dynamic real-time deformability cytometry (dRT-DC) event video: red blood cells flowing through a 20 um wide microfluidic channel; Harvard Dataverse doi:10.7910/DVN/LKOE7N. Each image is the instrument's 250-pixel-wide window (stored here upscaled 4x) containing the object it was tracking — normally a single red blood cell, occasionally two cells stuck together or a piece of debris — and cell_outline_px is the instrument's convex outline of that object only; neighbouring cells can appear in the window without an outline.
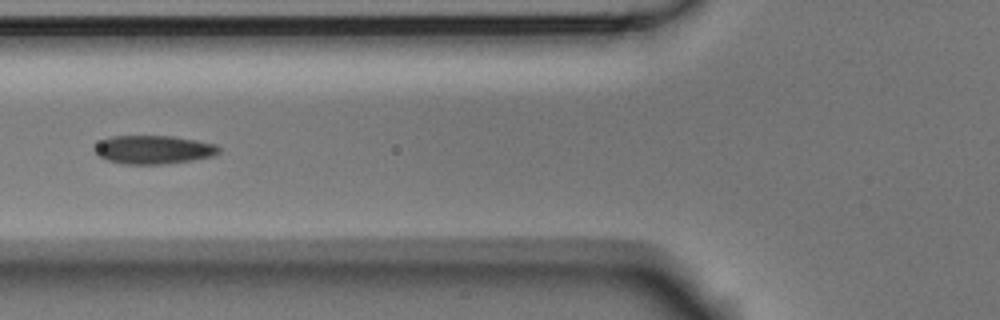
{"species": "Egyptian fruit bat (a non-hibernating species)", "species_latin": "Rousettus aegyptiacus", "temperature_condition": "room temperature", "stored_images_in_passage": 13, "camera_frame_rate_fps": 3000, "um_per_image_px": 0.085, "animal": {"sex": "male"}, "frame": {"image": 1, "passage_image": 6, "time_ms": 1.667, "image_size_px": [1000, 320], "cell_outline_px": [[220, 152], [212, 156], [188, 160], [160, 164], [124, 164], [108, 160], [100, 156], [96, 152], [96, 144], [100, 140], [112, 136], [172, 136], [196, 140], [216, 144], [220, 148]], "centroid_in_image_um": [13.05, 12.71], "position_along_channel_um": 112.8, "area_um2": 20.35}}